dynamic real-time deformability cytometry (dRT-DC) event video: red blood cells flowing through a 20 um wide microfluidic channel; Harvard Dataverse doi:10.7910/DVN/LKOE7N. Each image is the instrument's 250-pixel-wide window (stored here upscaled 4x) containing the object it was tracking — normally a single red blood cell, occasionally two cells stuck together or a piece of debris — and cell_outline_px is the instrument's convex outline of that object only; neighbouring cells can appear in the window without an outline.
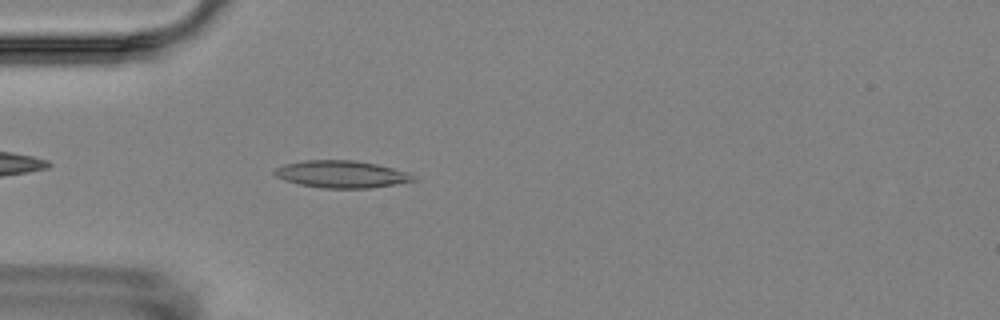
{"species": "Egyptian fruit bat (a non-hibernating species)", "species_latin": "Rousettus aegyptiacus", "temperature_condition": "room temperature", "stored_images_in_passage": 4, "camera_frame_rate_fps": 3000, "um_per_image_px": 0.085, "animal": {"sex": "female"}, "frame": {"image": 1, "passage_image": 4, "time_ms": 3.667, "image_size_px": [1000, 320], "cell_outline_px": [[420, 180], [396, 184], [368, 188], [320, 188], [300, 184], [284, 180], [276, 176], [272, 172], [276, 168], [284, 164], [304, 160], [356, 160], [376, 164], [408, 172], [416, 176]], "centroid_in_image_um": [29.05, 14.81], "position_along_channel_um": 55.9, "area_um2": 22.14}}